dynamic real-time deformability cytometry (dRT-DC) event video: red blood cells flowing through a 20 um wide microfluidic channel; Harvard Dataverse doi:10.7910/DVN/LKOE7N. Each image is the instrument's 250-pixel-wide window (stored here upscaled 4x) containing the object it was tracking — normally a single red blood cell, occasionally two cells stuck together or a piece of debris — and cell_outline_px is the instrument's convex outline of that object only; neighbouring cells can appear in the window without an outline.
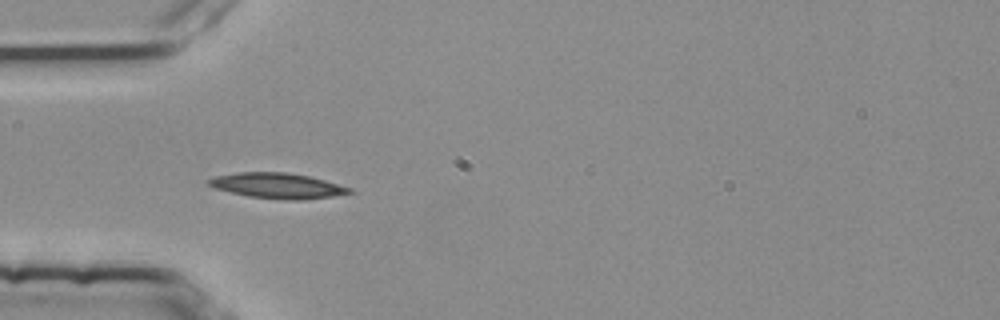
{"species": "common noctule bat (a hibernating species)", "species_latin": "Nyctalus noctula", "temperature_condition": "room temperature", "stored_images_in_passage": 1, "camera_frame_rate_fps": 3000, "um_per_image_px": 0.085, "animal": {"sex": "female", "body_mass_g": 25.1}, "frame": {"image": 1, "passage_image": 1, "time_ms": 0.0, "image_size_px": [1000, 320], "cell_outline_px": [[352, 192], [332, 196], [304, 200], [288, 200], [248, 196], [216, 188], [208, 184], [204, 180], [216, 176], [240, 172], [288, 172], [308, 176], [324, 180], [352, 188]], "centroid_in_image_um": [23.58, 15.78], "position_along_channel_um": 61.4, "area_um2": 20.63}}